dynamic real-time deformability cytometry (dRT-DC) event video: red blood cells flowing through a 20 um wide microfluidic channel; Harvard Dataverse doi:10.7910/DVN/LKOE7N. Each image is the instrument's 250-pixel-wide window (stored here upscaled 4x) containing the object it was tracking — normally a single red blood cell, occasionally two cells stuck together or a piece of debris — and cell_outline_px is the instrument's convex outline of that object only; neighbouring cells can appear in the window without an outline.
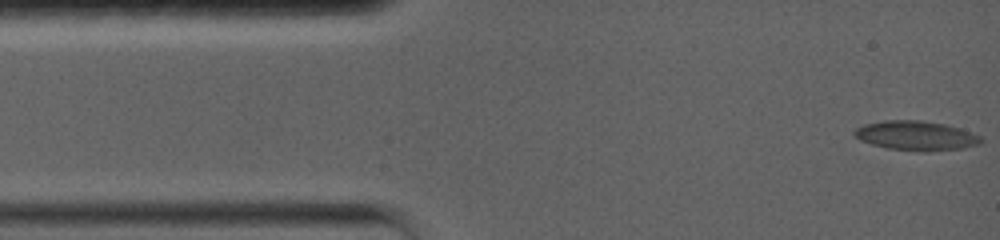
{"species": "common noctule bat (a hibernating species)", "species_latin": "Nyctalus noctula", "temperature_condition": "warm", "stored_images_in_passage": 83, "camera_frame_rate_fps": 5000, "um_per_image_px": 0.085, "animal": {"sex": "female", "body_mass_g": 19.0, "forearm_length_mm": 56.7}, "frame": {"image": 1, "passage_image": 1, "time_ms": 0.0, "image_size_px": [1000, 240], "cell_outline_px": [[980, 144], [960, 148], [928, 152], [920, 152], [888, 148], [872, 144], [860, 140], [852, 132], [856, 128], [864, 124], [884, 120], [920, 120], [944, 124], [960, 128], [980, 136]], "centroid_in_image_um": [77.83, 11.53], "position_along_channel_um": 7.2, "area_um2": 21.62}}
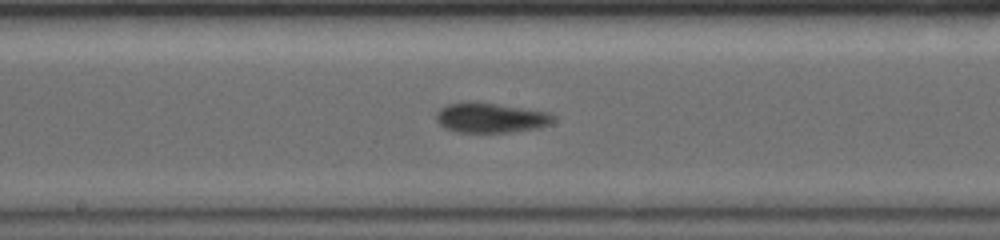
{"frame": {"image": 2, "passage_image": 36, "time_ms": 7.0, "image_size_px": [1000, 240], "cell_outline_px": [[556, 120], [552, 124], [536, 128], [508, 132], [460, 132], [444, 128], [436, 120], [436, 112], [440, 108], [448, 104], [464, 100], [476, 100], [548, 112], [556, 116]], "centroid_in_image_um": [41.7, 9.98], "position_along_channel_um": 206.5, "area_um2": 20.87}}
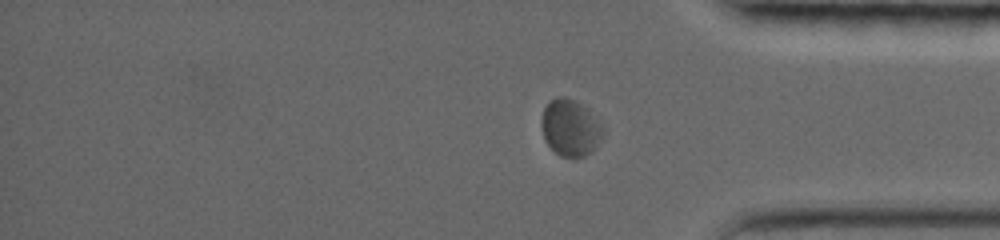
{"frame": {"image": 3, "passage_image": 60, "time_ms": 11.8, "image_size_px": [1000, 240], "cell_outline_px": [[584, 152], [580, 156], [564, 156], [556, 152], [548, 144], [544, 136], [544, 108], [552, 100], [572, 100], [576, 104], [584, 128]], "centroid_in_image_um": [47.95, 10.88], "position_along_channel_um": 387.3, "area_um2": 13.87}}